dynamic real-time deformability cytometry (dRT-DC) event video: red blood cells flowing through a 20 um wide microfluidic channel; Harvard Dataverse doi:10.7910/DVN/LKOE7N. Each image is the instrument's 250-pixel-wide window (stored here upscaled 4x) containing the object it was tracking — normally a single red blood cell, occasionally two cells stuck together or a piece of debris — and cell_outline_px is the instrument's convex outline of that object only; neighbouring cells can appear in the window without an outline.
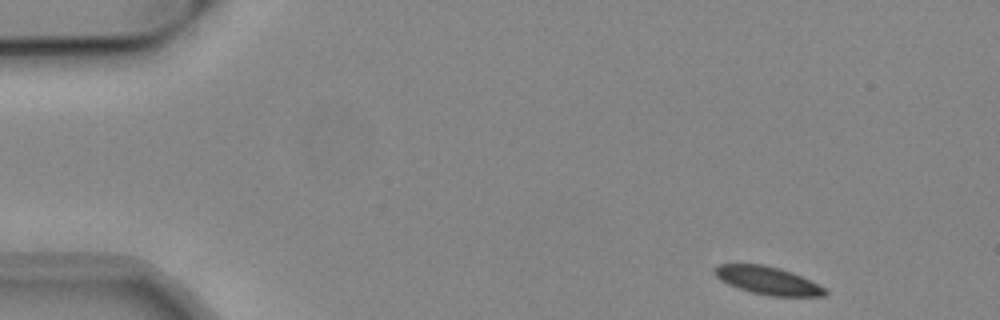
{"species": "common noctule bat (a hibernating species)", "species_latin": "Nyctalus noctula", "temperature_condition": "cold", "stored_images_in_passage": 49, "camera_frame_rate_fps": 3000, "um_per_image_px": 0.085, "animal": {"sex": "male", "body_mass_g": 19.2, "forearm_length_mm": 51.8}, "frame": {"image": 1, "passage_image": 1, "time_ms": 0.0, "image_size_px": [1000, 320], "cell_outline_px": [[828, 292], [824, 296], [772, 296], [752, 292], [728, 284], [720, 280], [716, 276], [712, 268], [720, 264], [764, 264], [780, 268], [792, 272], [824, 288]], "centroid_in_image_um": [65.22, 23.83], "position_along_channel_um": 19.8, "area_um2": 17.74}}
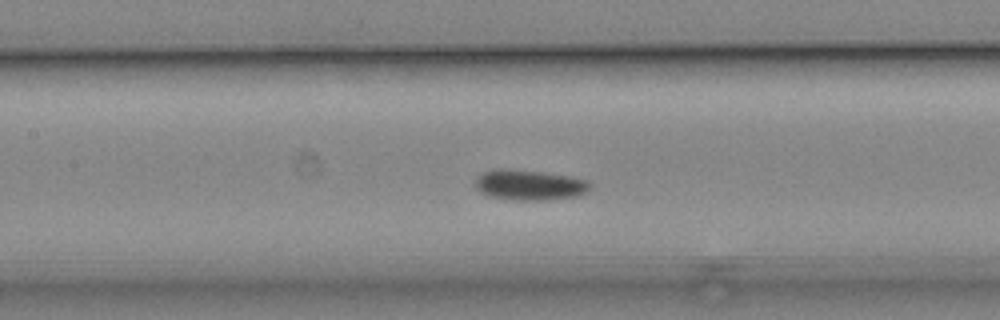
{"frame": {"image": 2, "passage_image": 20, "time_ms": 6.333, "image_size_px": [1000, 320], "cell_outline_px": [[592, 188], [576, 196], [544, 200], [520, 200], [488, 196], [480, 192], [476, 188], [476, 180], [484, 172], [540, 172], [568, 176], [588, 180], [592, 184]], "centroid_in_image_um": [45.1, 15.78], "position_along_channel_um": 162.3, "area_um2": 19.19}}
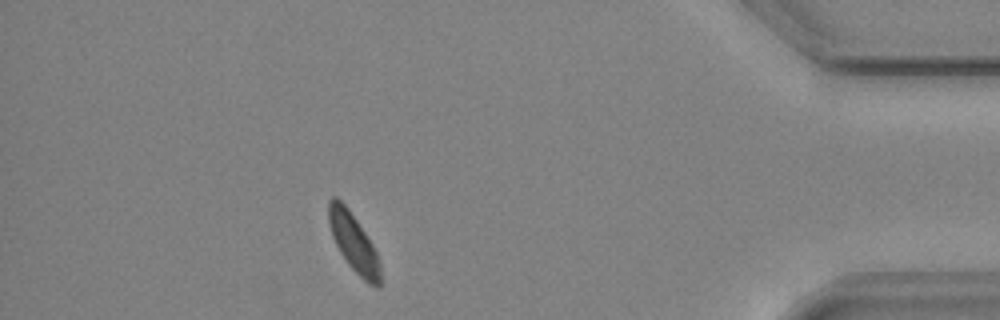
{"frame": {"image": 3, "passage_image": 43, "time_ms": 14.0, "image_size_px": [1000, 320], "cell_outline_px": [[380, 288], [376, 288], [368, 284], [348, 264], [340, 252], [332, 236], [328, 224], [328, 200], [332, 196], [336, 196], [348, 208], [372, 244], [380, 260]], "centroid_in_image_um": [30.04, 20.62], "position_along_channel_um": 405.2, "area_um2": 17.46}, "authors_computed_cell_mechanics": {"area_um2": 18.8428, "velocity_mm_per_s": 3.7949, "shape_relaxation_time_tau1_ms": 1.7743, "shape_relaxation_time_tau2_ms": 8.6791, "deformation_change_tau1": 0.0611, "deformation_change_tau2": 0.1223}}